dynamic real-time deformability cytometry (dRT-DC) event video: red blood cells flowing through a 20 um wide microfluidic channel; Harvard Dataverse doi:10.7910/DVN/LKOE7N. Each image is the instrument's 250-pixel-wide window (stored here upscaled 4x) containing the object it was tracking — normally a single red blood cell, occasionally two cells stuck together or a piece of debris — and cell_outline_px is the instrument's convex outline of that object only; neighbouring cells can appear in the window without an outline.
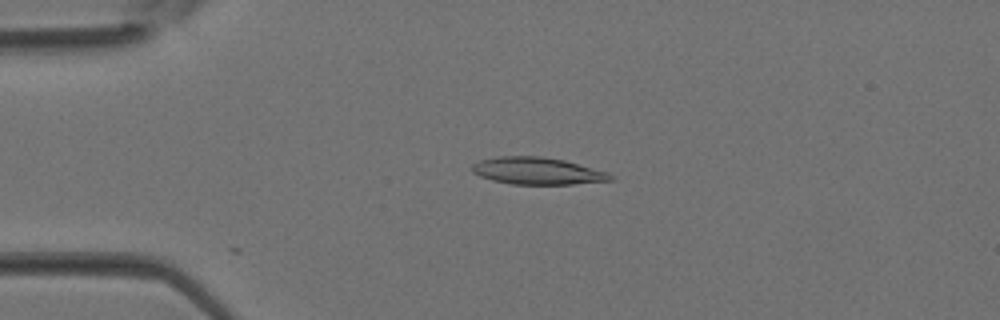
{"species": "Egyptian fruit bat (a non-hibernating species)", "species_latin": "Rousettus aegyptiacus", "temperature_condition": "room temperature", "stored_images_in_passage": 3, "camera_frame_rate_fps": 3000, "um_per_image_px": 0.085, "animal": {"sex": "female"}, "frame": {"image": 1, "passage_image": 2, "time_ms": 0.333, "image_size_px": [1000, 320], "cell_outline_px": [[612, 180], [572, 184], [512, 184], [492, 180], [480, 176], [472, 172], [468, 168], [472, 164], [480, 160], [496, 156], [540, 156], [564, 160], [608, 172], [612, 176]], "centroid_in_image_um": [45.61, 14.52], "position_along_channel_um": 39.4, "area_um2": 21.85}}